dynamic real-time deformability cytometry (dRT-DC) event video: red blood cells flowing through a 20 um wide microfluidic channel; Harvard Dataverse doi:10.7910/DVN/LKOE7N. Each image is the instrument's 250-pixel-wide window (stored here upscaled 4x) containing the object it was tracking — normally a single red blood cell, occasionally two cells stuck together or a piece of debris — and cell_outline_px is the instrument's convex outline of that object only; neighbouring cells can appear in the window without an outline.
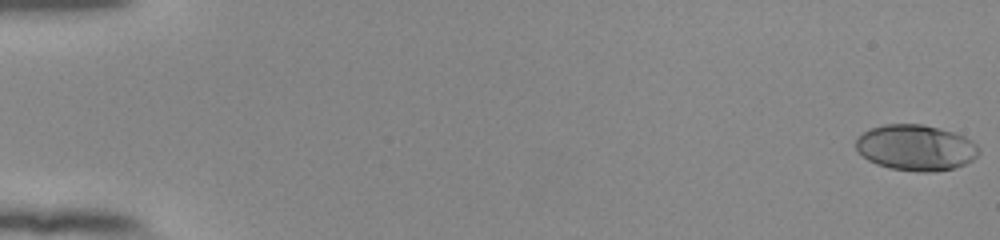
{"species": "human", "species_latin": "Homo sapiens", "temperature_condition": "room temperature", "stored_images_in_passage": 55, "camera_frame_rate_fps": 3000, "um_per_image_px": 0.085, "donor": {"sex": "female"}, "frame": {"image": 1, "passage_image": 1, "time_ms": 0.0, "image_size_px": [1000, 240], "cell_outline_px": [[980, 152], [972, 160], [964, 164], [952, 168], [932, 172], [920, 172], [888, 168], [876, 164], [868, 160], [856, 148], [856, 140], [864, 132], [872, 128], [884, 124], [924, 124], [952, 132], [964, 136], [972, 140], [980, 148]], "centroid_in_image_um": [77.86, 12.55], "position_along_channel_um": 7.1, "area_um2": 32.71}}
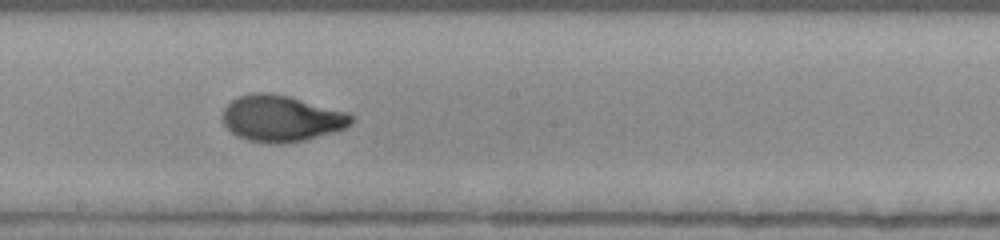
{"frame": {"image": 2, "passage_image": 32, "time_ms": 10.333, "image_size_px": [1000, 240], "cell_outline_px": [[356, 116], [352, 124], [348, 128], [304, 140], [248, 140], [236, 136], [224, 124], [224, 108], [232, 100], [240, 96], [252, 92], [272, 92], [288, 96], [348, 112]], "centroid_in_image_um": [23.97, 10.01], "position_along_channel_um": 224.2, "area_um2": 33.93}}
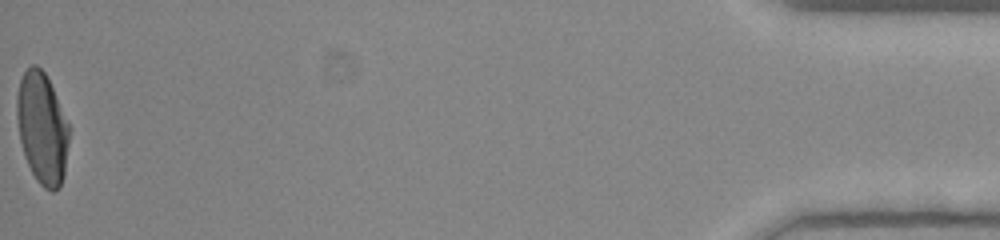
{"frame": {"image": 3, "passage_image": 55, "time_ms": 18.0, "image_size_px": [1000, 240], "cell_outline_px": [[68, 144], [64, 176], [60, 188], [52, 192], [44, 188], [36, 180], [24, 156], [20, 140], [16, 116], [16, 96], [20, 80], [24, 72], [32, 64], [36, 64], [44, 72], [52, 88], [68, 124]], "centroid_in_image_um": [3.56, 10.93], "position_along_channel_um": 431.6, "area_um2": 33.7}, "authors_computed_cell_mechanics": {"area_um2": 33.235, "velocity_mm_per_s": 3.905, "shape_relaxation_time_tau1_ms": 6.1766, "shape_relaxation_time_tau2_ms": 0.7813, "deformation_change_tau1": 0.248, "deformation_change_tau2": 0.0503}}